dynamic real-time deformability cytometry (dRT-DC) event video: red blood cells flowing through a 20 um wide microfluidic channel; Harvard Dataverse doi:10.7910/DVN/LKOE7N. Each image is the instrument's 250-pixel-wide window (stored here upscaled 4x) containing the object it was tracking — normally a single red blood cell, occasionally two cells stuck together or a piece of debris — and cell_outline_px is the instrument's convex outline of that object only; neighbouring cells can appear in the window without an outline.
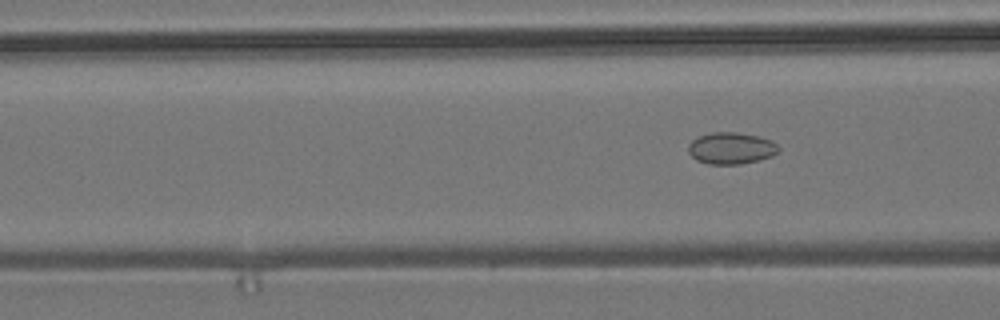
{"species": "common noctule bat (a hibernating species)", "species_latin": "Nyctalus noctula", "temperature_condition": "room temperature", "stored_images_in_passage": 6, "camera_frame_rate_fps": 3000, "um_per_image_px": 0.085, "animal": {"sex": "male", "body_mass_g": 19.2, "forearm_length_mm": 51.8}, "frame": {"image": 1, "passage_image": 6, "time_ms": 7.0, "image_size_px": [1000, 320], "cell_outline_px": [[780, 148], [772, 156], [760, 160], [740, 164], [708, 164], [696, 160], [688, 152], [688, 144], [692, 140], [700, 136], [712, 132], [736, 132], [756, 136], [772, 140]], "centroid_in_image_um": [62.13, 12.6], "position_along_channel_um": 104.5, "area_um2": 16.65}}